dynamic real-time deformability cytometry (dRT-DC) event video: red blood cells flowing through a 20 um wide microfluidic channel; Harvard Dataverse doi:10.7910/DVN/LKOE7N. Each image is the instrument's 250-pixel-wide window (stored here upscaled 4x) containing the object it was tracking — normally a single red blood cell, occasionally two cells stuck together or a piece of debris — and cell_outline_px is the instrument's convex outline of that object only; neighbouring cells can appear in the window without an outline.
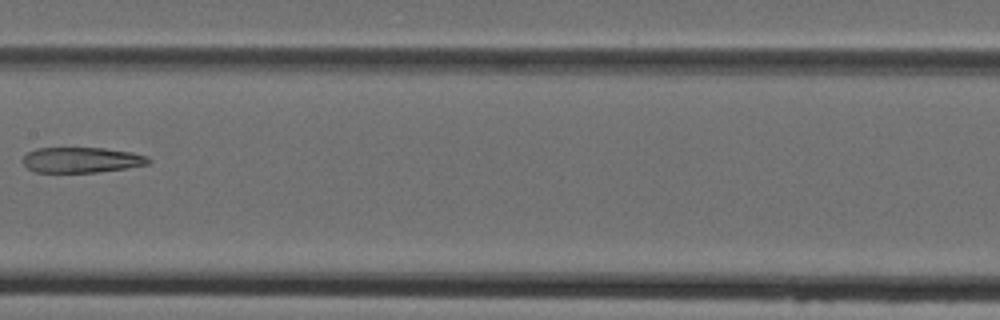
{"species": "Egyptian fruit bat (a non-hibernating species)", "species_latin": "Rousettus aegyptiacus", "temperature_condition": "cold", "stored_images_in_passage": 4, "camera_frame_rate_fps": 3000, "um_per_image_px": 0.085, "animal": {"sex": "female"}, "frame": {"image": 1, "passage_image": 4, "time_ms": 3.333, "image_size_px": [1000, 320], "cell_outline_px": [[152, 160], [148, 164], [128, 168], [96, 172], [36, 172], [28, 168], [24, 164], [24, 156], [28, 152], [36, 148], [104, 148], [132, 152], [148, 156]], "centroid_in_image_um": [6.98, 13.59], "position_along_channel_um": 200.4, "area_um2": 18.61}}